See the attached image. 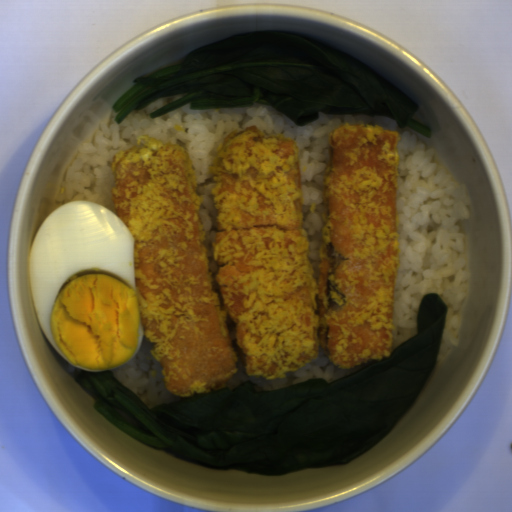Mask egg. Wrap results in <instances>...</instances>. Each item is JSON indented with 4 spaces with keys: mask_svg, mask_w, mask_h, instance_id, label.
<instances>
[{
    "mask_svg": "<svg viewBox=\"0 0 512 512\" xmlns=\"http://www.w3.org/2000/svg\"><path fill=\"white\" fill-rule=\"evenodd\" d=\"M31 300L45 336L82 371L122 367L142 347L134 240L104 205L68 201L39 228L28 260Z\"/></svg>",
    "mask_w": 512,
    "mask_h": 512,
    "instance_id": "obj_1",
    "label": "egg"
}]
</instances>
